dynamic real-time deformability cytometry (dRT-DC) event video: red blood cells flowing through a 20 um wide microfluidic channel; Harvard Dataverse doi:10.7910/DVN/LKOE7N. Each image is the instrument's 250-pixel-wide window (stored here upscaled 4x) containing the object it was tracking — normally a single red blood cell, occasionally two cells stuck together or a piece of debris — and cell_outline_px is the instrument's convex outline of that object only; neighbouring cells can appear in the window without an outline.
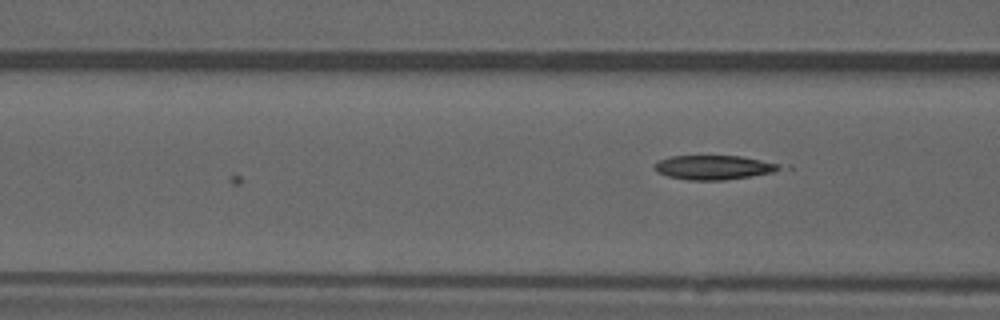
{"species": "common noctule bat (a hibernating species)", "species_latin": "Nyctalus noctula", "temperature_condition": "warm", "stored_images_in_passage": 8, "camera_frame_rate_fps": 3000, "um_per_image_px": 0.085, "animal": {"sex": "male", "forearm_length_mm": 52.5}, "frame": {"image": 1, "passage_image": 8, "time_ms": 2.333, "image_size_px": [1000, 320], "cell_outline_px": [[780, 168], [772, 172], [724, 180], [688, 180], [668, 176], [656, 172], [652, 168], [652, 164], [656, 160], [668, 156], [740, 156], [780, 164]], "centroid_in_image_um": [60.52, 14.22], "position_along_channel_um": 106.1, "area_um2": 17.63}}